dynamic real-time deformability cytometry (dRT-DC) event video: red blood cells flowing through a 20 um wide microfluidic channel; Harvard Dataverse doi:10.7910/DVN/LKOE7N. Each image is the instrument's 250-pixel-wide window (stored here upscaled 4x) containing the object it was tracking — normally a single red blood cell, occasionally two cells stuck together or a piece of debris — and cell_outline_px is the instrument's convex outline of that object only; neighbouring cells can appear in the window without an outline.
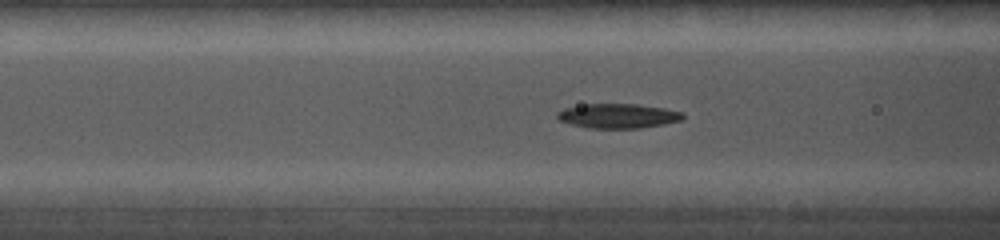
{"species": "common noctule bat (a hibernating species)", "species_latin": "Nyctalus noctula", "temperature_condition": "cold", "stored_images_in_passage": 25, "camera_frame_rate_fps": 5000, "um_per_image_px": 0.085, "animal": {"sex": "female", "body_mass_g": 19.0, "forearm_length_mm": 56.7}, "frame": {"image": 1, "passage_image": 8, "time_ms": 5.4, "image_size_px": [1000, 240], "cell_outline_px": [[684, 116], [680, 120], [664, 124], [640, 128], [588, 128], [572, 124], [560, 120], [556, 116], [556, 112], [564, 108], [584, 104], [636, 104], [664, 108], [684, 112]], "centroid_in_image_um": [52.52, 9.85], "position_along_channel_um": 114.1, "area_um2": 17.92}}
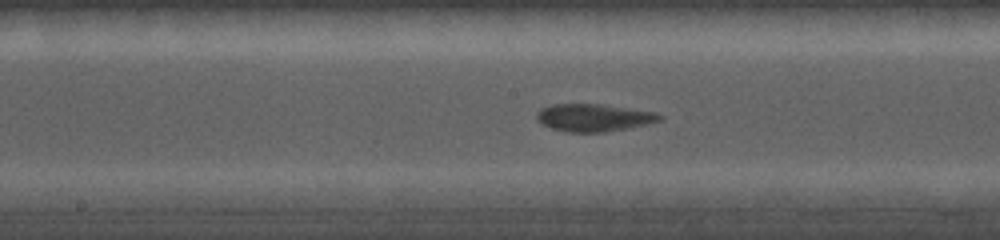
{"frame": {"image": 2, "passage_image": 13, "time_ms": 7.4, "image_size_px": [1000, 240], "cell_outline_px": [[664, 120], [648, 124], [628, 128], [604, 132], [568, 132], [552, 128], [540, 124], [536, 116], [536, 112], [540, 108], [552, 104], [600, 104], [656, 112], [664, 116]], "centroid_in_image_um": [50.48, 10.0], "position_along_channel_um": 197.7, "area_um2": 19.88}}
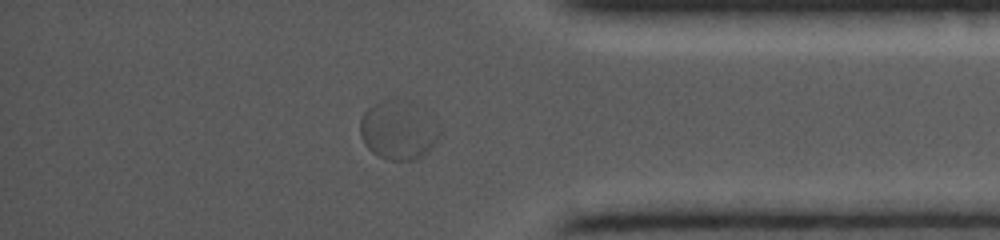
{"frame": {"image": 3, "passage_image": 21, "time_ms": 12.4, "image_size_px": [1000, 240], "cell_outline_px": [[440, 132], [428, 152], [412, 160], [392, 160], [380, 156], [372, 152], [364, 144], [360, 136], [360, 120], [364, 112], [368, 108], [384, 100], [404, 100], [440, 128]], "centroid_in_image_um": [33.77, 11.11], "position_along_channel_um": 401.4, "area_um2": 26.01}}